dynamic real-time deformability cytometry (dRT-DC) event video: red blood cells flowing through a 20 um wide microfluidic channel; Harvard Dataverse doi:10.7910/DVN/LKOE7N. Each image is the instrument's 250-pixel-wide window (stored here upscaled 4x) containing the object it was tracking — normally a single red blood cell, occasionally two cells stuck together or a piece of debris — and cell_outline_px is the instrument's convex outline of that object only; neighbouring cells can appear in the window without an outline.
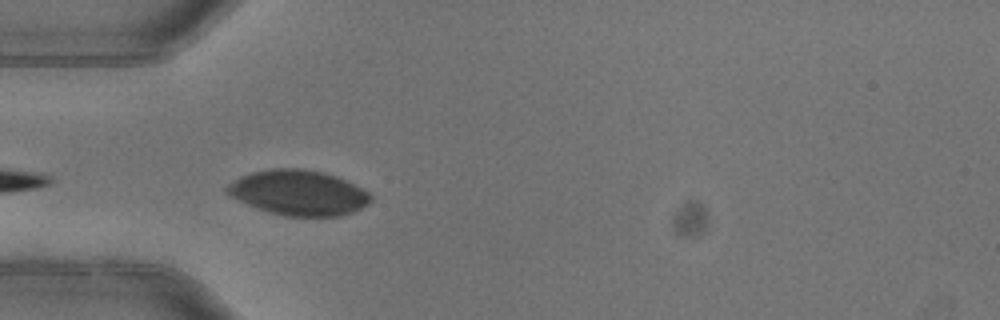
{"species": "common noctule bat (a hibernating species)", "species_latin": "Nyctalus noctula", "temperature_condition": "warm", "stored_images_in_passage": 6, "camera_frame_rate_fps": 3000, "um_per_image_px": 0.085, "animal": {"sex": "female"}, "frame": {"image": 1, "passage_image": 4, "time_ms": 1.0, "image_size_px": [1000, 320], "cell_outline_px": [[372, 200], [368, 204], [352, 212], [340, 216], [284, 216], [268, 212], [228, 196], [224, 192], [224, 188], [228, 184], [240, 176], [252, 172], [272, 168], [300, 168], [324, 172], [336, 176], [368, 192], [372, 196]], "centroid_in_image_um": [25.33, 16.38], "position_along_channel_um": 59.7, "area_um2": 37.8}}